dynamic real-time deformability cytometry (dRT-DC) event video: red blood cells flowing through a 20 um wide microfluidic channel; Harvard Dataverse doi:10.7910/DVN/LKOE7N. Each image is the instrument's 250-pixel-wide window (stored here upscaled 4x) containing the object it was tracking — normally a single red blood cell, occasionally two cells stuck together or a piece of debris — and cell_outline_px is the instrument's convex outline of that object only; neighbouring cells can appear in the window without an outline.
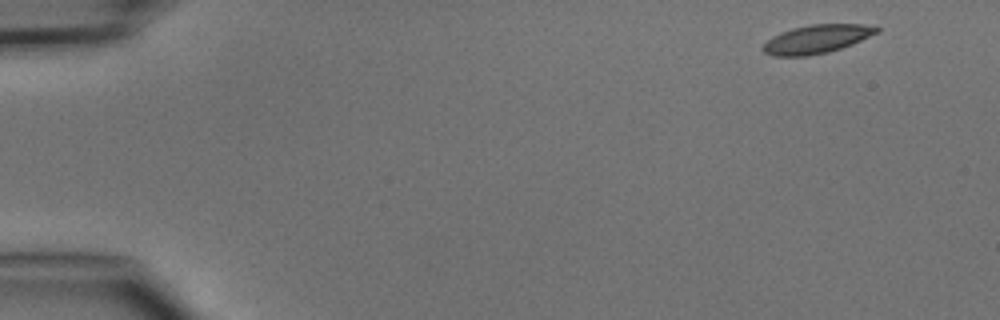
{"species": "common noctule bat (a hibernating species)", "species_latin": "Nyctalus noctula", "temperature_condition": "cold", "stored_images_in_passage": 5, "camera_frame_rate_fps": 3000, "um_per_image_px": 0.085, "animal": {"sex": "male", "body_mass_g": 15.6}, "frame": {"image": 1, "passage_image": 1, "time_ms": 0.0, "image_size_px": [1000, 320], "cell_outline_px": [[880, 32], [852, 44], [828, 52], [808, 56], [772, 56], [764, 52], [760, 48], [772, 36], [780, 32], [792, 28], [808, 24], [876, 24], [880, 28]], "centroid_in_image_um": [69.45, 3.31], "position_along_channel_um": 15.6, "area_um2": 19.19}}
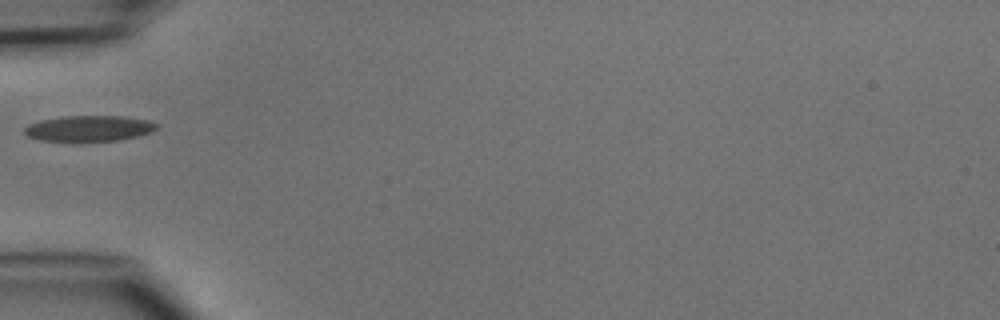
{"frame": {"image": 2, "passage_image": 4, "time_ms": 4.333, "image_size_px": [1000, 320], "cell_outline_px": [[156, 128], [152, 132], [120, 140], [72, 144], [40, 140], [28, 136], [24, 132], [24, 128], [28, 124], [40, 120], [64, 116], [120, 116], [148, 120], [156, 124]], "centroid_in_image_um": [7.49, 10.96], "position_along_channel_um": 77.5, "area_um2": 20.58}}